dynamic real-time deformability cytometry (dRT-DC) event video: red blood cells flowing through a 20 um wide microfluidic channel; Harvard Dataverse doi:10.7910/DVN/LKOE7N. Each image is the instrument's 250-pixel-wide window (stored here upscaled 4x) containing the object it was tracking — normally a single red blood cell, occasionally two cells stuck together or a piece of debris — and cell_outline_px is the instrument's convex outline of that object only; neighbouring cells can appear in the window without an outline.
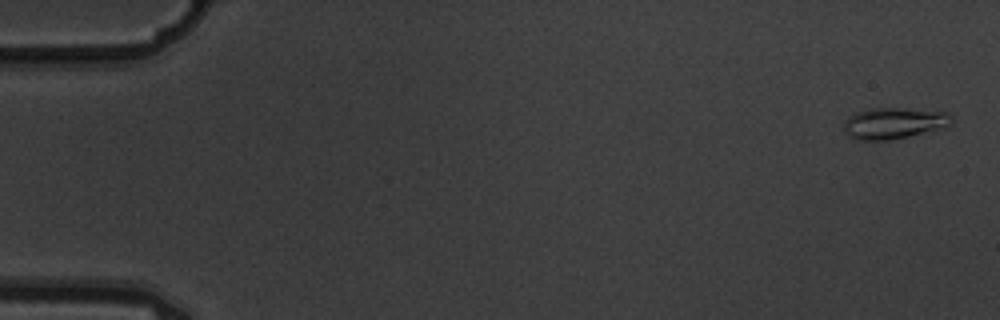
{"species": "common noctule bat (a hibernating species)", "species_latin": "Nyctalus noctula", "temperature_condition": "warm", "stored_images_in_passage": 7, "camera_frame_rate_fps": 3000, "um_per_image_px": 0.085, "animal": {"sex": "male", "body_mass_g": 19.5, "forearm_length_mm": 54.6}, "frame": {"image": 1, "passage_image": 1, "time_ms": 0.0, "image_size_px": [1000, 320], "cell_outline_px": [[952, 120], [948, 124], [940, 128], [908, 136], [888, 140], [860, 140], [848, 136], [844, 132], [844, 120], [848, 116], [856, 112], [872, 108], [900, 108], [948, 112], [952, 116]], "centroid_in_image_um": [75.92, 10.46], "position_along_channel_um": 9.1, "area_um2": 19.42}}
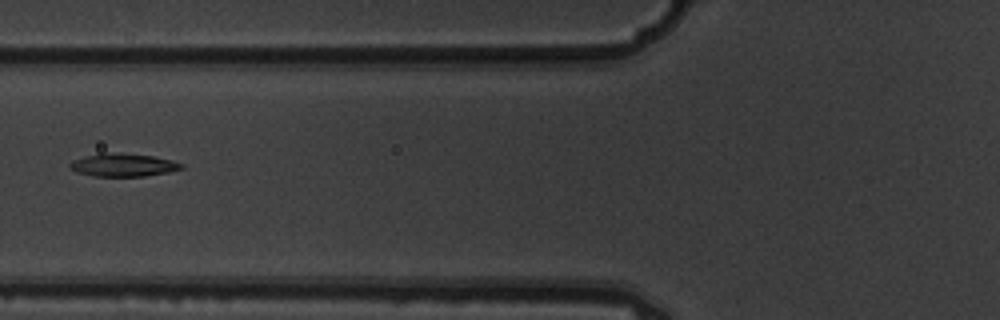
{"frame": {"image": 2, "passage_image": 6, "time_ms": 1.667, "image_size_px": [1000, 320], "cell_outline_px": [[184, 168], [168, 172], [144, 176], [92, 176], [76, 172], [68, 168], [68, 164], [72, 160], [100, 152], [104, 152], [152, 156], [172, 160], [184, 164]], "centroid_in_image_um": [10.43, 14.03], "position_along_channel_um": 115.4, "area_um2": 14.97}}
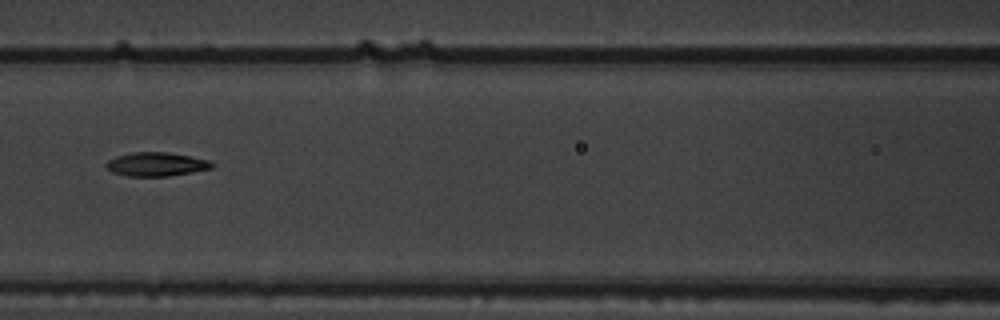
{"frame": {"image": 3, "passage_image": 7, "time_ms": 2.0, "image_size_px": [1000, 320], "cell_outline_px": [[216, 164], [212, 168], [192, 172], [168, 176], [128, 176], [112, 172], [104, 164], [108, 160], [116, 156], [132, 152], [168, 152], [208, 160]], "centroid_in_image_um": [13.27, 13.96], "position_along_channel_um": 153.3, "area_um2": 14.62}}